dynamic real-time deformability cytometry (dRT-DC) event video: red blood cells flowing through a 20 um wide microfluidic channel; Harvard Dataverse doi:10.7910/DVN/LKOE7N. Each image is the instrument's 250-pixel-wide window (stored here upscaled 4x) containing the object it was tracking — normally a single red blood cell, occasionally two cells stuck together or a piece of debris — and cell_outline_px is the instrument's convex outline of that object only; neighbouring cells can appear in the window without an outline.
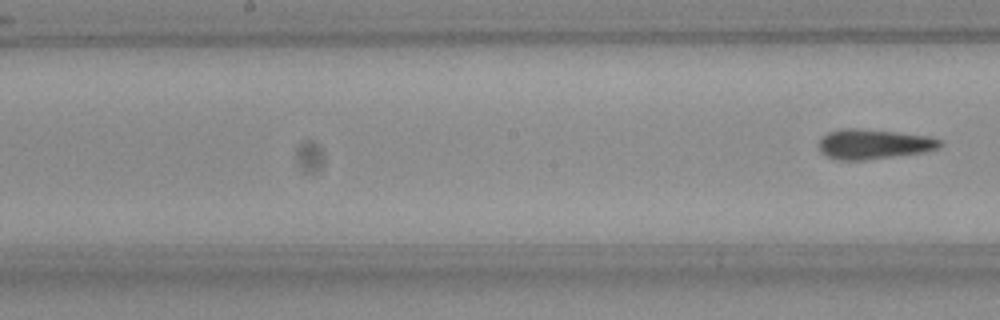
{"species": "Egyptian fruit bat (a non-hibernating species)", "species_latin": "Rousettus aegyptiacus", "temperature_condition": "room temperature", "stored_images_in_passage": 8, "camera_frame_rate_fps": 3000, "um_per_image_px": 0.085, "frame": {"image": 1, "passage_image": 8, "time_ms": 2.333, "image_size_px": [1000, 320], "cell_outline_px": [[944, 144], [936, 148], [924, 152], [864, 160], [836, 160], [820, 152], [820, 140], [828, 132], [840, 128], [856, 128], [896, 132], [928, 136], [940, 140]], "centroid_in_image_um": [74.24, 12.25], "position_along_channel_um": 174.0, "area_um2": 20.92}}